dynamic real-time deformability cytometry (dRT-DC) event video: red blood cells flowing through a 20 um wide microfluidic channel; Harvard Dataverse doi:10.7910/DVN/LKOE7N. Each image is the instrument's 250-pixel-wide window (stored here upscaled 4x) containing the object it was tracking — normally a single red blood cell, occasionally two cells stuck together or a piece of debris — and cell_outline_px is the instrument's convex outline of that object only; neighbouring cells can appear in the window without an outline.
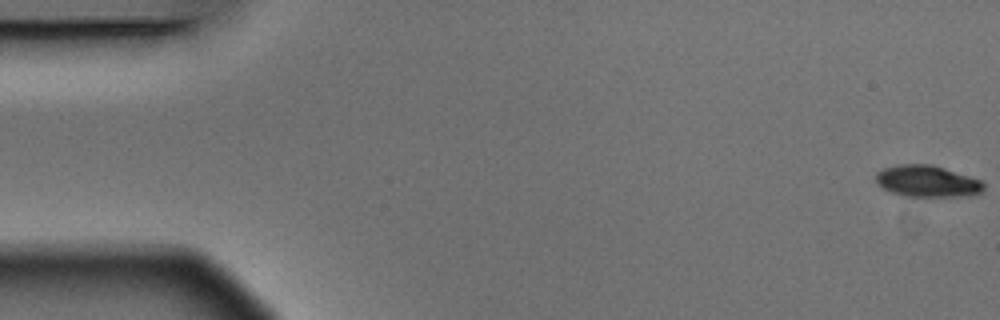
{"species": "Egyptian fruit bat (a non-hibernating species)", "species_latin": "Rousettus aegyptiacus", "temperature_condition": "warm", "stored_images_in_passage": 6, "segment_of_instrument_passage": [1, 2], "camera_frame_rate_fps": 3000, "um_per_image_px": 0.085, "animal": {"sex": "male"}, "frame": {"image": 1, "passage_image": 1, "time_ms": 0.0, "image_size_px": [1000, 320], "cell_outline_px": [[984, 188], [980, 192], [972, 196], [904, 196], [892, 192], [884, 188], [876, 180], [876, 172], [884, 168], [896, 164], [932, 164], [980, 180], [984, 184]], "centroid_in_image_um": [78.81, 15.4], "position_along_channel_um": 6.2, "area_um2": 19.65}}
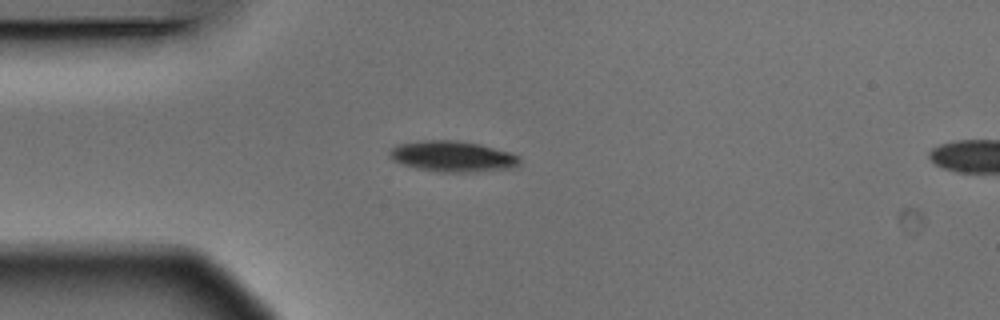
{"frame": {"image": 2, "passage_image": 5, "time_ms": 1.333, "image_size_px": [1000, 320], "cell_outline_px": [[520, 164], [516, 168], [468, 172], [440, 172], [416, 168], [392, 160], [388, 156], [388, 152], [396, 144], [424, 140], [456, 140], [480, 144], [508, 152], [520, 156]], "centroid_in_image_um": [38.47, 13.29], "position_along_channel_um": 46.5, "area_um2": 23.47}}